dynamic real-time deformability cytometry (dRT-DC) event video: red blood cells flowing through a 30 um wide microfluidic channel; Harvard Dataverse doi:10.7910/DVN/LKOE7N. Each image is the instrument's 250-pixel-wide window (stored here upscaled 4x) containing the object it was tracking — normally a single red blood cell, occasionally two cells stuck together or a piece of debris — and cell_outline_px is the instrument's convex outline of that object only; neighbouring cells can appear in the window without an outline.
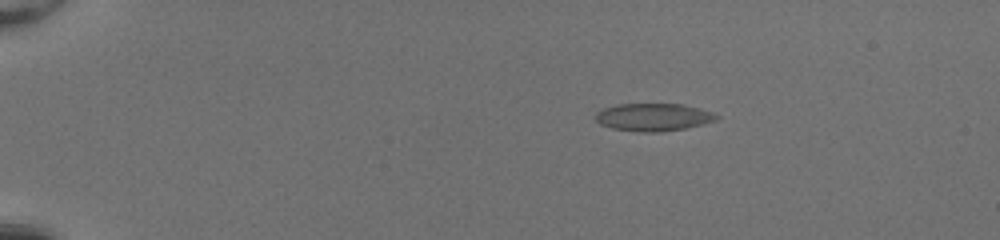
{"species": "common noctule bat (a hibernating species)", "species_latin": "Nyctalus noctula", "temperature_condition": "room temperature", "stored_images_in_passage": 45, "camera_frame_rate_fps": 3000, "um_per_image_px": 0.085, "animal": {"sex": "female", "body_mass_g": 20.0, "forearm_length_mm": 54.0}, "frame": {"image": 1, "passage_image": 3, "time_ms": 0.667, "image_size_px": [1000, 240], "cell_outline_px": [[720, 116], [716, 120], [688, 128], [660, 132], [640, 132], [612, 128], [600, 124], [596, 120], [596, 112], [604, 108], [620, 104], [684, 104], [700, 108], [712, 112]], "centroid_in_image_um": [55.56, 9.96], "position_along_channel_um": 29.4, "area_um2": 19.54}}
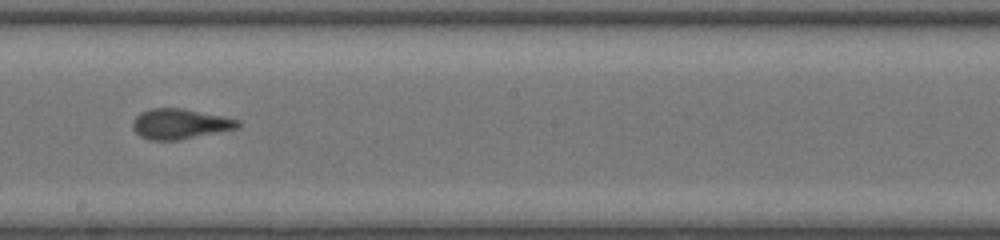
{"frame": {"image": 2, "passage_image": 25, "time_ms": 8.0, "image_size_px": [1000, 240], "cell_outline_px": [[244, 124], [240, 128], [180, 140], [148, 140], [140, 136], [132, 128], [132, 120], [140, 112], [152, 108], [184, 108], [224, 116], [240, 120]], "centroid_in_image_um": [15.34, 10.53], "position_along_channel_um": 232.9, "area_um2": 18.96}}
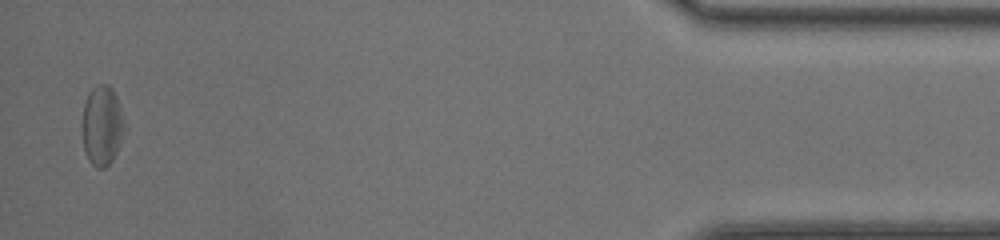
{"frame": {"image": 3, "passage_image": 44, "time_ms": 14.333, "image_size_px": [1000, 240], "cell_outline_px": [[128, 128], [112, 160], [104, 168], [96, 168], [92, 164], [84, 148], [80, 124], [84, 104], [88, 92], [96, 84], [108, 84], [112, 88], [116, 96], [128, 124]], "centroid_in_image_um": [8.7, 10.64], "position_along_channel_um": 426.5, "area_um2": 20.4}, "authors_computed_cell_mechanics": {"area_um2": 19.074, "velocity_mm_per_s": 4.1508, "shape_relaxation_time_tau1_ms": 5.7457, "shape_relaxation_time_tau2_ms": 1.794, "deformation_change_tau1": 0.1478, "deformation_change_tau2": 0.072}}